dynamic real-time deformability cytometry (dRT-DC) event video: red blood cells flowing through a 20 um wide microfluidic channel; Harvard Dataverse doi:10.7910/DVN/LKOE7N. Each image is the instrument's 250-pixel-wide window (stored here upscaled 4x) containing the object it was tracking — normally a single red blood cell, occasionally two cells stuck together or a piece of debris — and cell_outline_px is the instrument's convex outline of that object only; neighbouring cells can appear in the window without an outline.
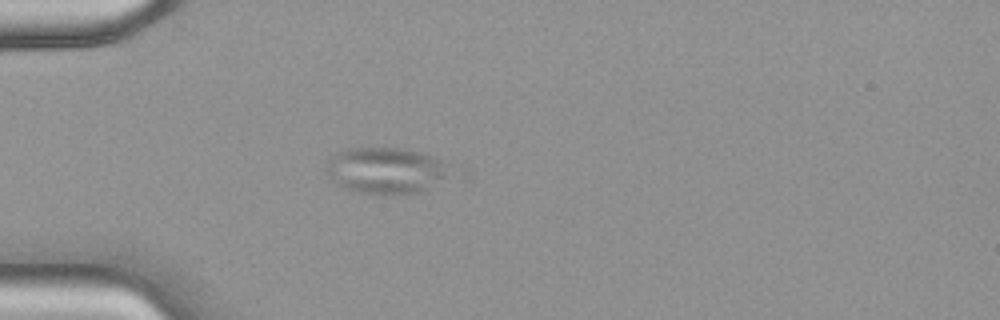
{"species": "common noctule bat (a hibernating species)", "species_latin": "Nyctalus noctula", "temperature_condition": "warm", "stored_images_in_passage": 36, "camera_frame_rate_fps": 3000, "um_per_image_px": 0.085, "animal": {"sex": "female", "body_mass_g": 18.4}, "frame": {"image": 1, "passage_image": 2, "time_ms": 0.333, "image_size_px": [1000, 320], "cell_outline_px": [[444, 176], [424, 192], [392, 196], [384, 196], [356, 192], [344, 188], [336, 184], [332, 180], [328, 172], [328, 160], [336, 152], [348, 148], [400, 148], [424, 152], [440, 160], [444, 172]], "centroid_in_image_um": [32.7, 14.52], "position_along_channel_um": 52.3, "area_um2": 33.12}}
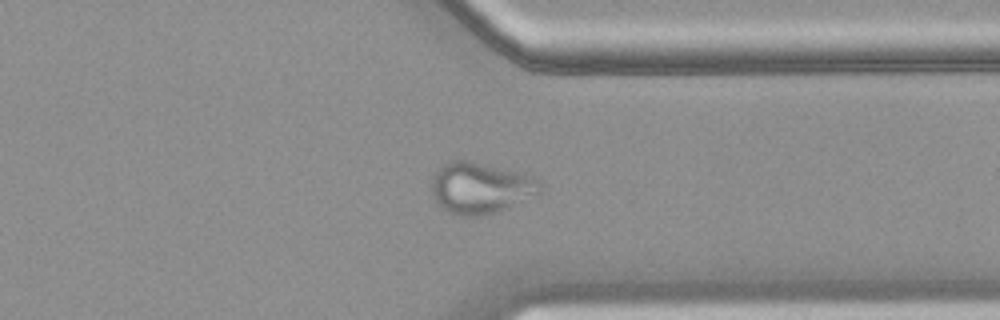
{"frame": {"image": 2, "passage_image": 26, "time_ms": 8.333, "image_size_px": [1000, 320], "cell_outline_px": [[544, 184], [540, 192], [496, 212], [480, 216], [460, 216], [448, 212], [432, 196], [432, 180], [436, 172], [448, 160], [468, 160], [520, 172], [532, 176], [540, 180]], "centroid_in_image_um": [40.85, 15.96], "position_along_channel_um": 370.6, "area_um2": 32.14}}
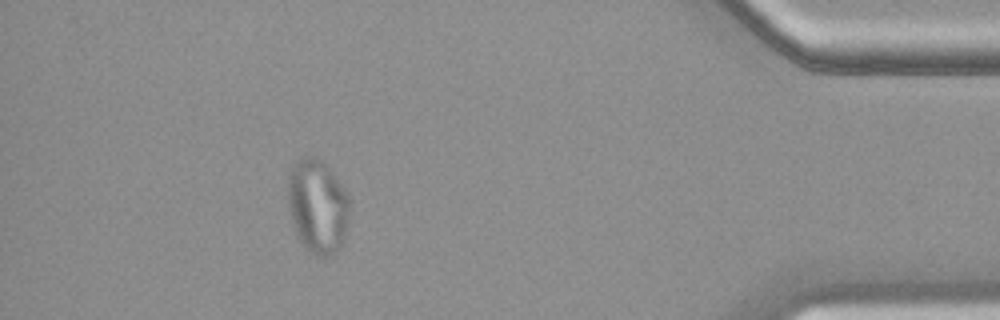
{"frame": {"image": 3, "passage_image": 32, "time_ms": 10.333, "image_size_px": [1000, 320], "cell_outline_px": [[352, 200], [344, 240], [336, 252], [328, 256], [316, 256], [304, 248], [300, 244], [288, 208], [288, 176], [292, 164], [300, 156], [312, 156], [320, 160], [328, 168], [348, 192]], "centroid_in_image_um": [27.0, 17.53], "position_along_channel_um": 408.2, "area_um2": 34.39}}